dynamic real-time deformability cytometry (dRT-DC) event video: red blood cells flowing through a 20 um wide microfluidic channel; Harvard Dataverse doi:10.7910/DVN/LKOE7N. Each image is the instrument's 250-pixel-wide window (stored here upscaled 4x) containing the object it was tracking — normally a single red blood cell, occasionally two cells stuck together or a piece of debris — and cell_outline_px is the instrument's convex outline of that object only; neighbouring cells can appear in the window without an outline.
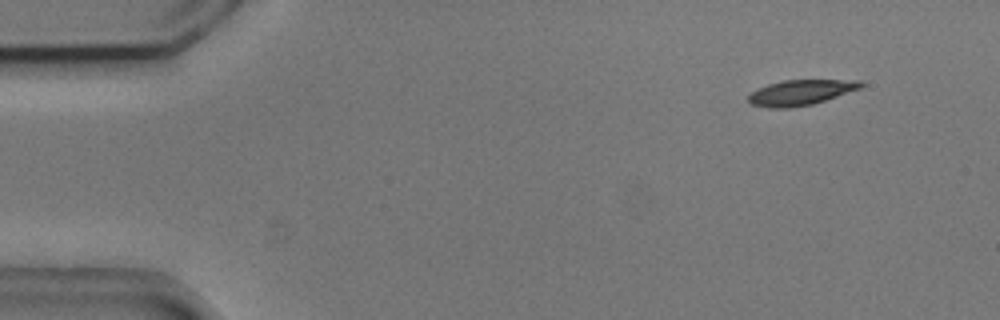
{"species": "common noctule bat (a hibernating species)", "species_latin": "Nyctalus noctula", "temperature_condition": "cold", "stored_images_in_passage": 50, "camera_frame_rate_fps": 3000, "um_per_image_px": 0.085, "animal": {"sex": "male", "body_mass_g": 20.5, "forearm_length_mm": 52.5}, "frame": {"image": 1, "passage_image": 1, "time_ms": 0.0, "image_size_px": [1000, 320], "cell_outline_px": [[864, 84], [860, 88], [812, 104], [788, 108], [768, 108], [752, 104], [748, 100], [748, 96], [756, 88], [768, 84], [784, 80], [860, 80]], "centroid_in_image_um": [68.01, 7.86], "position_along_channel_um": 17.0, "area_um2": 16.42}}
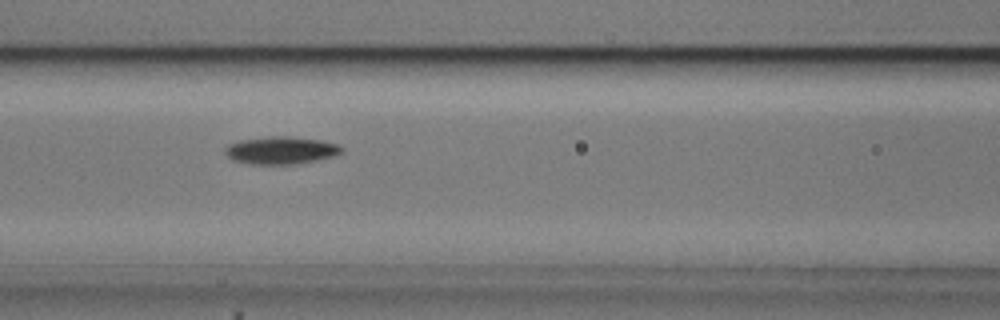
{"frame": {"image": 2, "passage_image": 19, "time_ms": 6.0, "image_size_px": [1000, 320], "cell_outline_px": [[344, 152], [332, 156], [300, 164], [248, 164], [232, 160], [224, 152], [224, 148], [228, 144], [240, 140], [272, 136], [288, 136], [320, 140], [336, 144], [344, 148]], "centroid_in_image_um": [23.86, 12.78], "position_along_channel_um": 142.7, "area_um2": 18.79}}
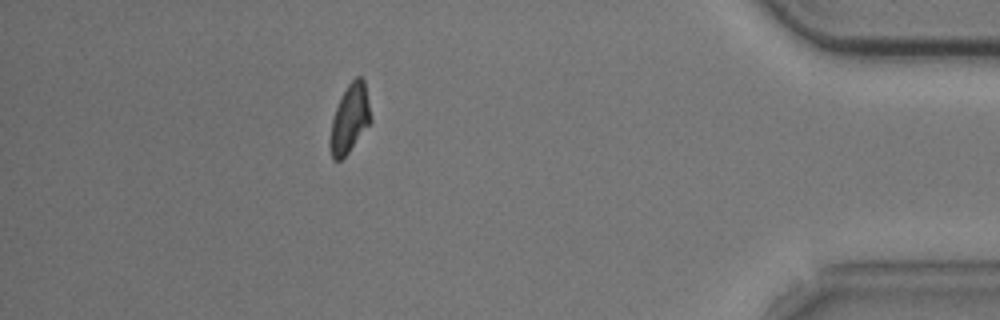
{"frame": {"image": 3, "passage_image": 44, "time_ms": 14.333, "image_size_px": [1000, 320], "cell_outline_px": [[372, 120], [348, 152], [340, 160], [332, 160], [328, 144], [328, 140], [332, 120], [336, 108], [348, 84], [356, 76], [360, 76], [364, 80]], "centroid_in_image_um": [29.7, 10.11], "position_along_channel_um": 405.5, "area_um2": 16.01}, "authors_computed_cell_mechanics": {"area_um2": 17.1666, "velocity_mm_per_s": 3.7185, "shape_relaxation_time_tau1_ms": 2.3064, "shape_relaxation_time_tau2_ms": null, "deformation_change_tau1": 0.1107, "deformation_change_tau2": null}}